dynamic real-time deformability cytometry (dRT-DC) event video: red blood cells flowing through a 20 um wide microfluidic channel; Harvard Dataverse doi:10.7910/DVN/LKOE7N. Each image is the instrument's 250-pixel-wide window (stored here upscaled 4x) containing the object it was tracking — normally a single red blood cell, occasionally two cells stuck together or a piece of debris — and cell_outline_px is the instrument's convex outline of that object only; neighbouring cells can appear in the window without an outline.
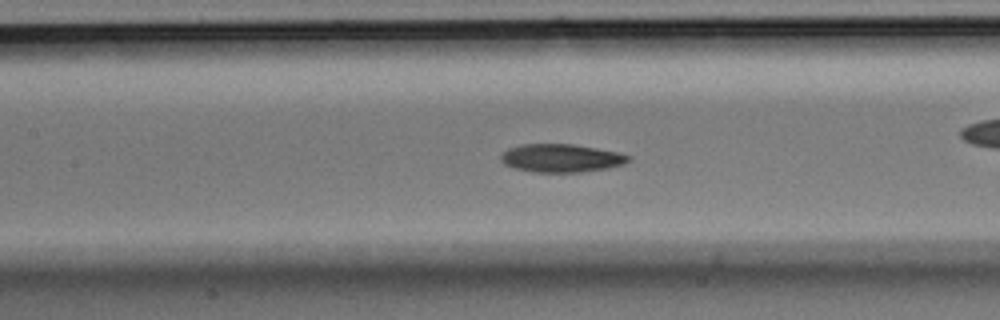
{"species": "Egyptian fruit bat (a non-hibernating species)", "species_latin": "Rousettus aegyptiacus", "temperature_condition": "room temperature", "stored_images_in_passage": 36, "camera_frame_rate_fps": 3000, "um_per_image_px": 0.085, "animal": {"sex": "male"}, "frame": {"image": 1, "passage_image": 11, "time_ms": 3.333, "image_size_px": [1000, 320], "cell_outline_px": [[632, 160], [624, 164], [608, 168], [580, 172], [532, 172], [516, 168], [504, 164], [500, 160], [500, 156], [508, 148], [520, 144], [572, 144], [596, 148], [616, 152], [632, 156]], "centroid_in_image_um": [47.71, 13.44], "position_along_channel_um": 159.7, "area_um2": 20.98}}